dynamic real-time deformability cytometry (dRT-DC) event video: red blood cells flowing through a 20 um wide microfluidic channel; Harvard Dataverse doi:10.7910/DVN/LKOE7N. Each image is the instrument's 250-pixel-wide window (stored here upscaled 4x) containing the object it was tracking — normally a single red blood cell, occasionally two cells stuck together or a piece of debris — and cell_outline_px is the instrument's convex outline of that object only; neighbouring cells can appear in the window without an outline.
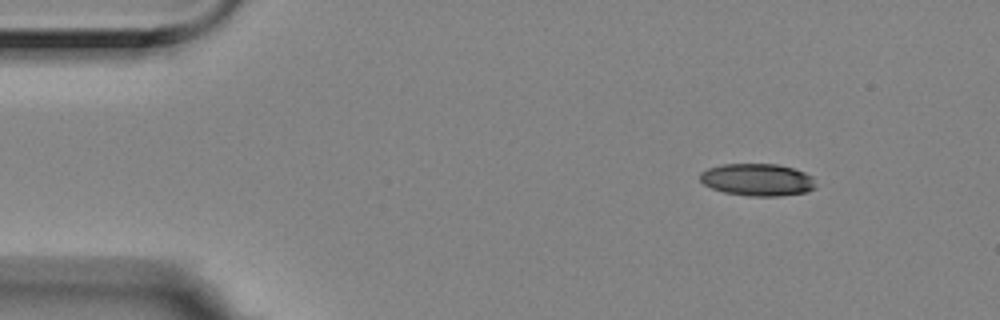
{"species": "Egyptian fruit bat (a non-hibernating species)", "species_latin": "Rousettus aegyptiacus", "temperature_condition": "room temperature", "stored_images_in_passage": 4, "segment_of_instrument_passage": [1, 2], "camera_frame_rate_fps": 3000, "um_per_image_px": 0.085, "animal": {"sex": "female"}, "frame": {"image": 1, "passage_image": 1, "time_ms": 0.0, "image_size_px": [1000, 320], "cell_outline_px": [[816, 188], [808, 192], [780, 196], [748, 196], [724, 192], [712, 188], [704, 184], [700, 180], [700, 172], [708, 168], [720, 164], [776, 164], [792, 168], [804, 172], [812, 176]], "centroid_in_image_um": [64.38, 15.28], "position_along_channel_um": 20.6, "area_um2": 21.85}}
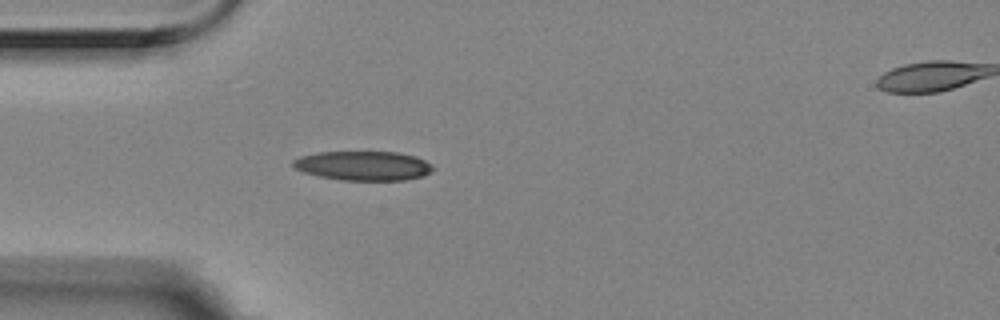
{"frame": {"image": 2, "passage_image": 3, "time_ms": 0.667, "image_size_px": [1000, 320], "cell_outline_px": [[432, 172], [424, 176], [404, 180], [340, 180], [320, 176], [304, 172], [292, 168], [292, 160], [300, 156], [316, 152], [400, 152], [416, 156], [432, 164]], "centroid_in_image_um": [30.87, 14.08], "position_along_channel_um": 54.1, "area_um2": 24.1}}